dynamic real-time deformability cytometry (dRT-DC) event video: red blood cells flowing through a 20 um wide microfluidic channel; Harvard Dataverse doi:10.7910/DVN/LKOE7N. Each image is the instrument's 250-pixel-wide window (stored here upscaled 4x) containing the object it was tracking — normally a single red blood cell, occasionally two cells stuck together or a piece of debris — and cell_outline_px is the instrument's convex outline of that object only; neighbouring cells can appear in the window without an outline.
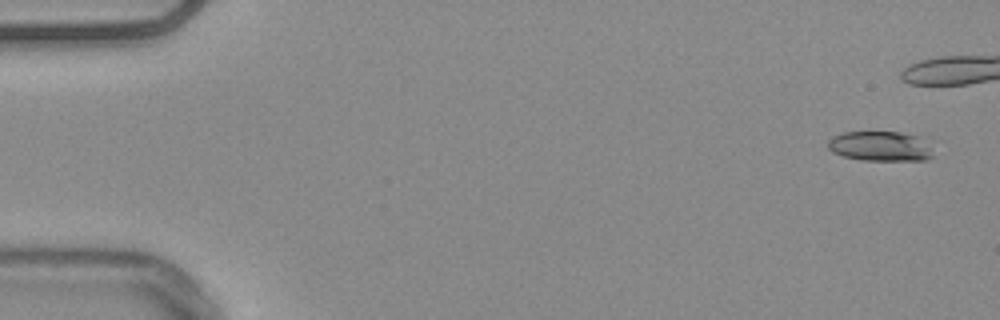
{"species": "common noctule bat (a hibernating species)", "species_latin": "Nyctalus noctula", "temperature_condition": "warm", "stored_images_in_passage": 42, "camera_frame_rate_fps": 3000, "um_per_image_px": 0.085, "animal": {"sex": "male", "body_mass_g": 20.4}, "frame": {"image": 1, "passage_image": 1, "time_ms": 0.0, "image_size_px": [1000, 320], "cell_outline_px": [[932, 156], [928, 160], [860, 160], [844, 156], [832, 152], [828, 148], [828, 140], [832, 136], [844, 132], [900, 132], [916, 136], [928, 148]], "centroid_in_image_um": [74.72, 12.43], "position_along_channel_um": 10.3, "area_um2": 17.92}}
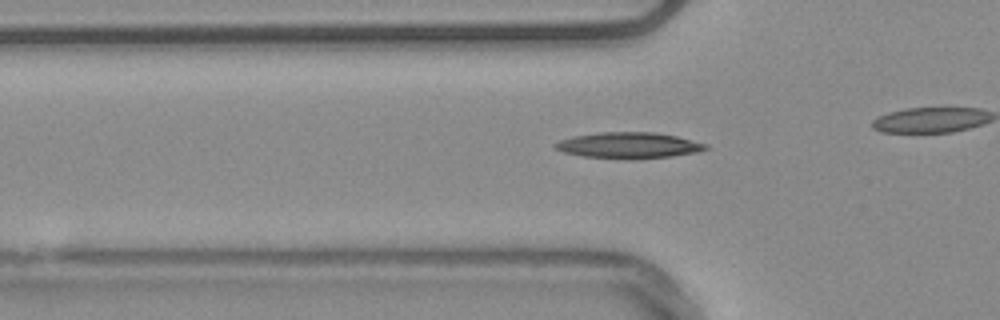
{"frame": {"image": 2, "passage_image": 17, "time_ms": 5.333, "image_size_px": [1000, 320], "cell_outline_px": [[708, 148], [696, 152], [672, 156], [584, 156], [564, 152], [556, 148], [552, 144], [560, 140], [572, 136], [600, 132], [652, 132], [676, 136], [708, 144]], "centroid_in_image_um": [53.43, 12.3], "position_along_channel_um": 72.4, "area_um2": 21.56}}